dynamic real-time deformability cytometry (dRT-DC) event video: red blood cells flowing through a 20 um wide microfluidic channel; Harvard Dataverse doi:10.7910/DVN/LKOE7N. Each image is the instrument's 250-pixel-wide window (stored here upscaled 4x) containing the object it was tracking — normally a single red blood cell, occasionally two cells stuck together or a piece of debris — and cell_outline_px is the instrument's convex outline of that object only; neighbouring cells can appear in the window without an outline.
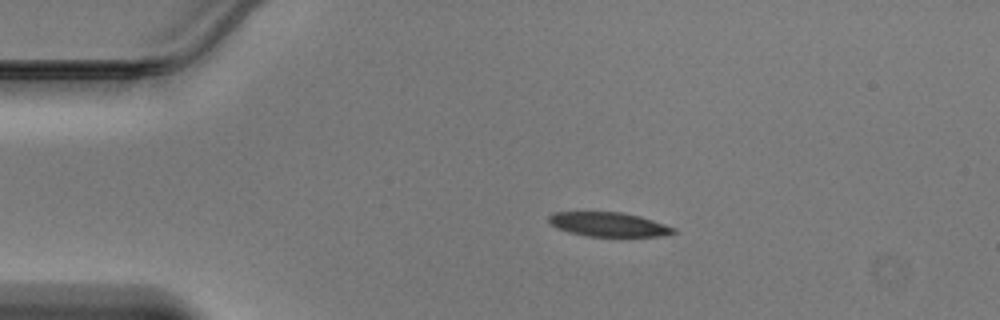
{"species": "Egyptian fruit bat (a non-hibernating species)", "species_latin": "Rousettus aegyptiacus", "temperature_condition": "warm", "stored_images_in_passage": 38, "camera_frame_rate_fps": 3000, "um_per_image_px": 0.085, "animal": {"sex": "male"}, "frame": {"image": 1, "passage_image": 1, "time_ms": 0.0, "image_size_px": [1000, 320], "cell_outline_px": [[676, 232], [664, 236], [588, 236], [568, 232], [556, 228], [548, 224], [548, 216], [556, 212], [620, 212], [640, 216], [676, 228]], "centroid_in_image_um": [51.7, 19.08], "position_along_channel_um": 33.3, "area_um2": 17.63}}
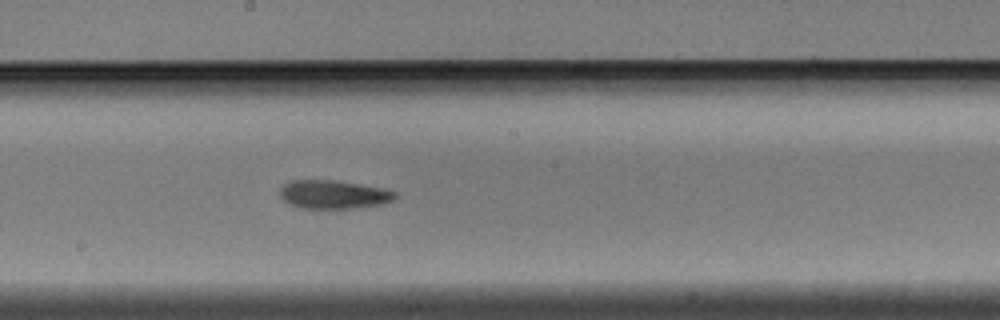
{"frame": {"image": 2, "passage_image": 17, "time_ms": 5.333, "image_size_px": [1000, 320], "cell_outline_px": [[396, 196], [392, 200], [380, 204], [356, 208], [300, 208], [288, 204], [280, 196], [280, 188], [284, 184], [292, 180], [336, 180], [384, 188], [396, 192]], "centroid_in_image_um": [28.32, 16.52], "position_along_channel_um": 219.9, "area_um2": 19.13}}
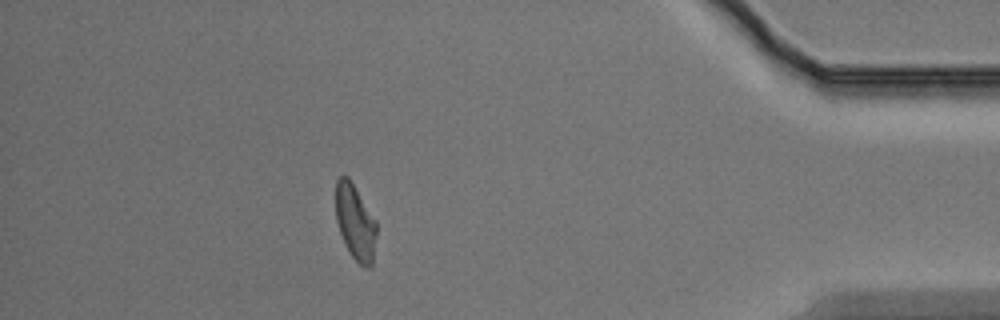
{"frame": {"image": 3, "passage_image": 33, "time_ms": 10.667, "image_size_px": [1000, 320], "cell_outline_px": [[376, 236], [372, 264], [368, 268], [364, 268], [352, 256], [340, 232], [336, 220], [336, 180], [340, 176], [348, 176], [376, 220]], "centroid_in_image_um": [30.2, 18.87], "position_along_channel_um": 405.0, "area_um2": 17.69}}